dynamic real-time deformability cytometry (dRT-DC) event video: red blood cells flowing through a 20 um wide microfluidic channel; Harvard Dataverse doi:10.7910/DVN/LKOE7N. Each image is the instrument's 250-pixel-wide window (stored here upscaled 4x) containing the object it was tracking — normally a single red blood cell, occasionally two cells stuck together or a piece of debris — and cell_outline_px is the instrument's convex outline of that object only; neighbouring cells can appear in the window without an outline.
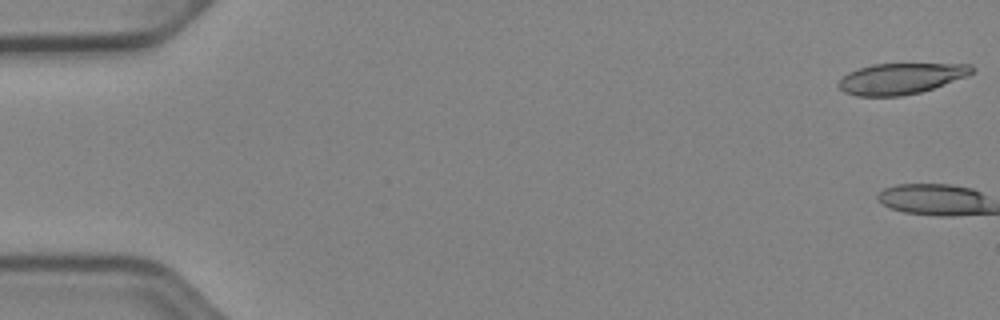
{"species": "Egyptian fruit bat (a non-hibernating species)", "species_latin": "Rousettus aegyptiacus", "temperature_condition": "cold", "stored_images_in_passage": 2, "camera_frame_rate_fps": 3000, "um_per_image_px": 0.085, "animal": {"sex": "female"}, "frame": {"image": 1, "passage_image": 1, "time_ms": 0.0, "image_size_px": [1000, 320], "cell_outline_px": [[976, 68], [968, 76], [920, 92], [900, 96], [856, 96], [844, 92], [836, 84], [848, 72], [872, 64], [972, 64]], "centroid_in_image_um": [76.57, 6.68], "position_along_channel_um": 8.4, "area_um2": 23.93}}